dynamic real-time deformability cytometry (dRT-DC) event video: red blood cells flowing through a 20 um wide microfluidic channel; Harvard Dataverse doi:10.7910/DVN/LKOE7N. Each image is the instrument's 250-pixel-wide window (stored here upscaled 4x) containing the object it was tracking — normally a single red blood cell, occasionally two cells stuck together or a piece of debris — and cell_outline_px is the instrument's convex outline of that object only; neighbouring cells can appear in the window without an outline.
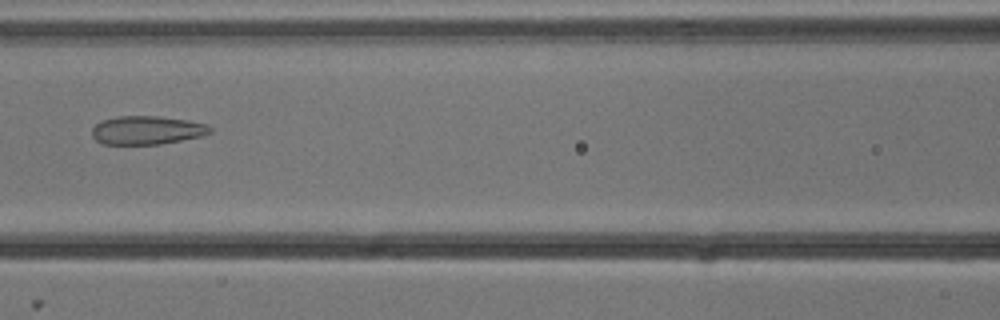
{"species": "common noctule bat (a hibernating species)", "species_latin": "Nyctalus noctula", "temperature_condition": "cold", "stored_images_in_passage": 9, "camera_frame_rate_fps": 3000, "um_per_image_px": 0.085, "animal": {"sex": "male", "body_mass_g": 13.3}, "frame": {"image": 1, "passage_image": 6, "time_ms": 1.667, "image_size_px": [1000, 320], "cell_outline_px": [[212, 132], [200, 136], [160, 144], [104, 144], [96, 140], [92, 136], [92, 128], [100, 120], [120, 116], [160, 116], [188, 120], [208, 124], [212, 128]], "centroid_in_image_um": [12.49, 11.05], "position_along_channel_um": 154.1, "area_um2": 19.65}}
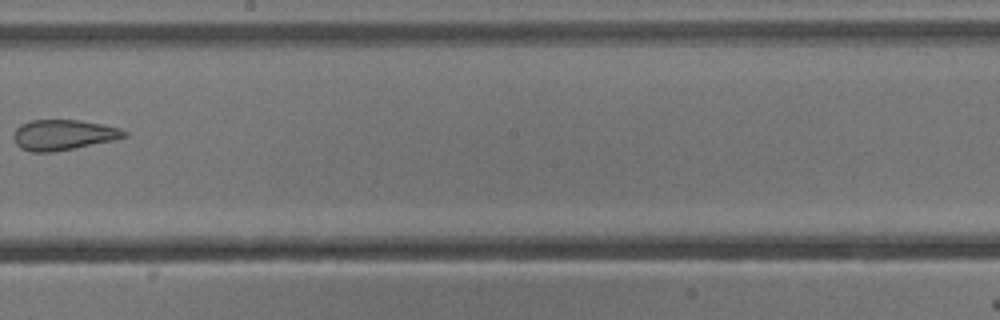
{"frame": {"image": 2, "passage_image": 8, "time_ms": 2.333, "image_size_px": [1000, 320], "cell_outline_px": [[128, 136], [116, 140], [52, 152], [32, 152], [20, 148], [16, 144], [12, 136], [16, 128], [20, 124], [32, 120], [80, 120], [120, 128], [128, 132]], "centroid_in_image_um": [5.38, 11.46], "position_along_channel_um": 242.8, "area_um2": 19.71}}
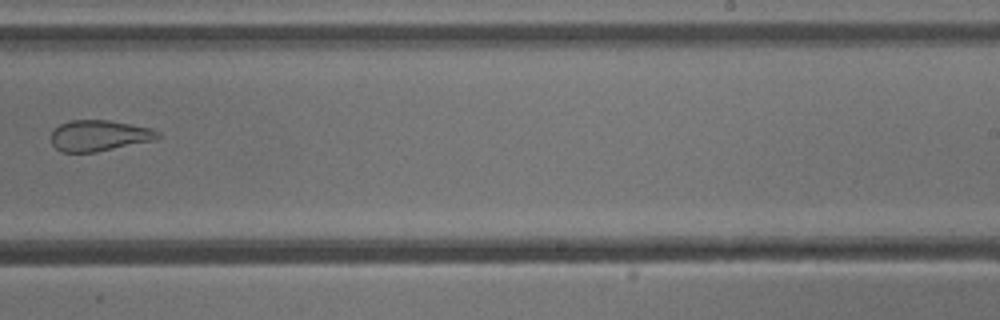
{"frame": {"image": 3, "passage_image": 9, "time_ms": 2.667, "image_size_px": [1000, 320], "cell_outline_px": [[164, 136], [152, 140], [96, 152], [60, 152], [52, 144], [52, 128], [60, 124], [72, 120], [108, 120], [152, 128], [160, 132]], "centroid_in_image_um": [8.42, 11.52], "position_along_channel_um": 280.6, "area_um2": 19.25}}